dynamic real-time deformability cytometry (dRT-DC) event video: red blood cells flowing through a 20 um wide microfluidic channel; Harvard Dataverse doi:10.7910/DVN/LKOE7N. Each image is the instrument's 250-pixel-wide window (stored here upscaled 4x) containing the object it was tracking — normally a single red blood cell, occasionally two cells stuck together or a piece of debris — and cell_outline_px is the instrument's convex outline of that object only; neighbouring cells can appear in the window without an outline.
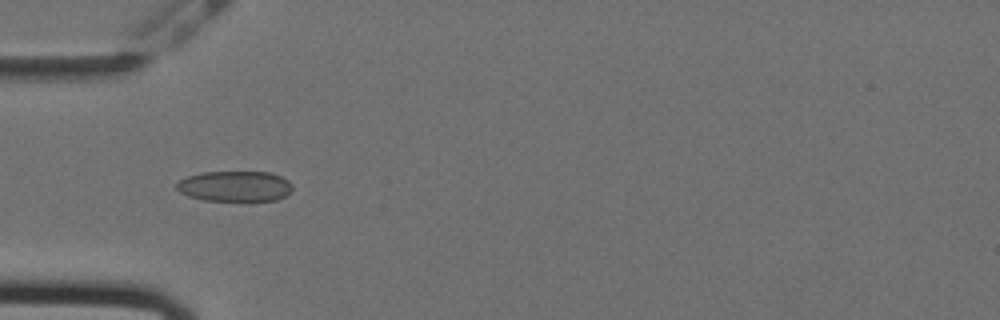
{"species": "Egyptian fruit bat (a non-hibernating species)", "species_latin": "Rousettus aegyptiacus", "temperature_condition": "cold", "stored_images_in_passage": 37, "camera_frame_rate_fps": 3000, "um_per_image_px": 0.085, "animal": {"sex": "female"}, "frame": {"image": 1, "passage_image": 1, "time_ms": 0.0, "image_size_px": [1000, 320], "cell_outline_px": [[292, 188], [284, 196], [276, 200], [208, 200], [192, 196], [180, 192], [176, 188], [176, 184], [180, 180], [188, 176], [204, 172], [268, 172], [280, 176]], "centroid_in_image_um": [19.93, 15.82], "position_along_channel_um": 65.1, "area_um2": 19.94}}
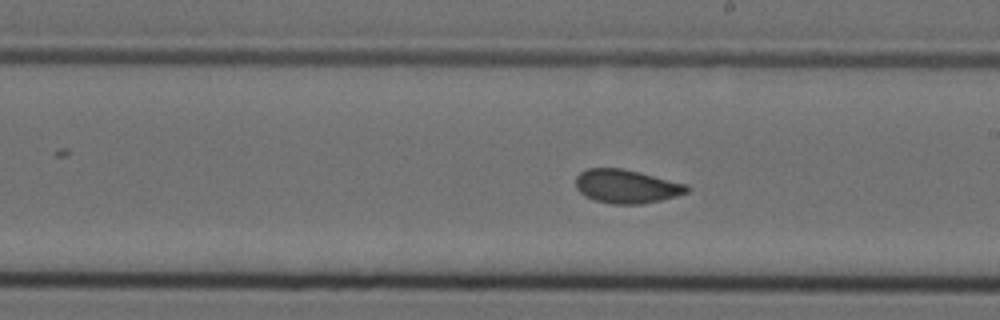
{"frame": {"image": 2, "passage_image": 12, "time_ms": 3.667, "image_size_px": [1000, 320], "cell_outline_px": [[688, 192], [660, 200], [640, 204], [616, 204], [596, 200], [580, 192], [576, 184], [576, 176], [580, 172], [588, 168], [620, 168], [684, 184], [688, 188]], "centroid_in_image_um": [53.2, 15.84], "position_along_channel_um": 235.8, "area_um2": 21.04}}
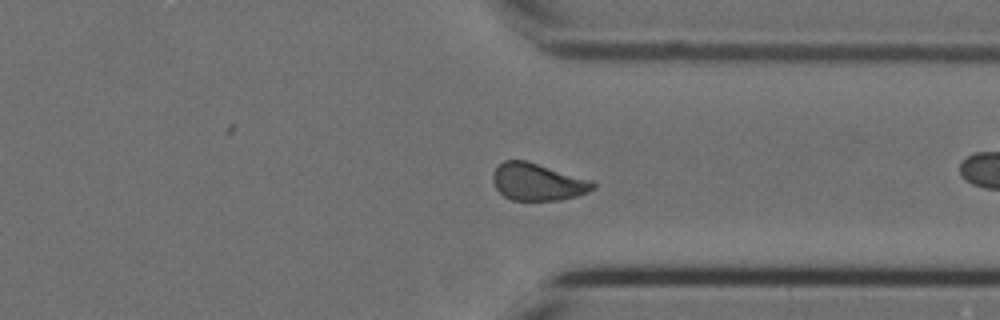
{"frame": {"image": 3, "passage_image": 23, "time_ms": 7.333, "image_size_px": [1000, 320], "cell_outline_px": [[596, 184], [592, 188], [576, 196], [560, 200], [512, 200], [504, 196], [496, 188], [496, 168], [504, 160], [524, 160]], "centroid_in_image_um": [45.63, 15.49], "position_along_channel_um": 365.8, "area_um2": 20.29}, "authors_computed_cell_mechanics": {"area_um2": 20.4612, "velocity_mm_per_s": 3.5658, "shape_relaxation_time_tau1_ms": 5.2191, "shape_relaxation_time_tau2_ms": 0.8148, "deformation_change_tau1": 0.1033, "deformation_change_tau2": 0.0298}}